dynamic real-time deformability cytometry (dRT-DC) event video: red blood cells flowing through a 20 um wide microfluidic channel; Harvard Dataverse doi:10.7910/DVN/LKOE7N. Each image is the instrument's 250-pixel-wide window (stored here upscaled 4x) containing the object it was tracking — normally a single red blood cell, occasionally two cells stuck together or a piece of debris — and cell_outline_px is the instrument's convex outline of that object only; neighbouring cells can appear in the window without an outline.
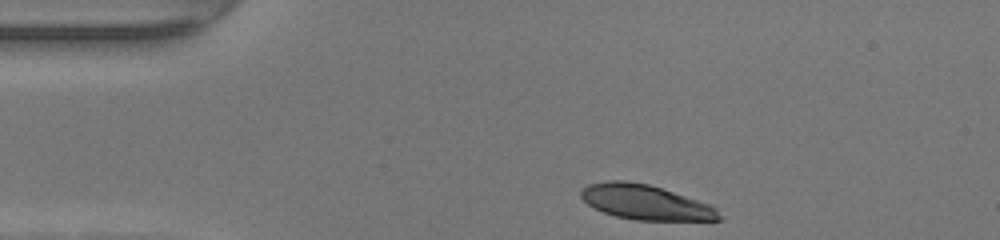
{"species": "human", "species_latin": "Homo sapiens", "temperature_condition": "warm", "stored_images_in_passage": 31, "camera_frame_rate_fps": 3000, "um_per_image_px": 0.085, "donor": {"sex": "female"}, "frame": {"image": 1, "passage_image": 1, "time_ms": 0.0, "image_size_px": [1000, 240], "cell_outline_px": [[724, 220], [636, 220], [616, 216], [604, 212], [588, 204], [580, 196], [580, 192], [588, 184], [608, 180], [628, 180], [648, 184], [712, 204], [716, 208]], "centroid_in_image_um": [54.9, 17.18], "position_along_channel_um": 30.1, "area_um2": 28.03}}
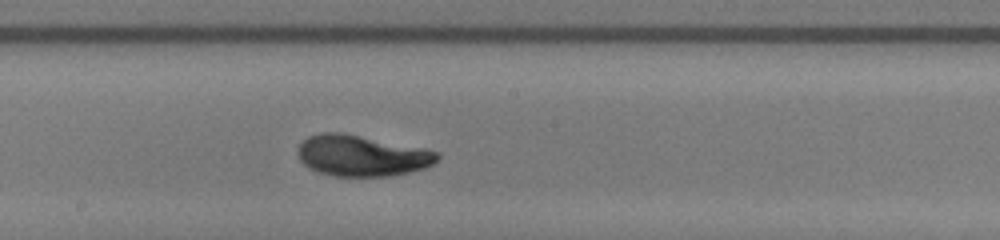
{"frame": {"image": 2, "passage_image": 18, "time_ms": 5.667, "image_size_px": [1000, 240], "cell_outline_px": [[440, 156], [432, 164], [424, 168], [408, 172], [388, 176], [332, 176], [308, 168], [300, 160], [296, 152], [296, 148], [308, 136], [320, 132], [340, 132], [424, 148], [440, 152]], "centroid_in_image_um": [30.71, 13.22], "position_along_channel_um": 217.5, "area_um2": 33.35}}
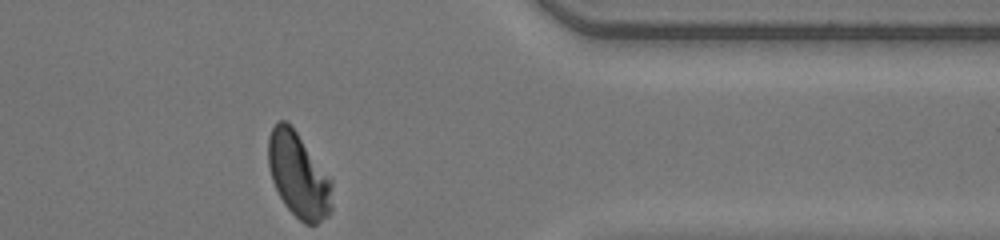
{"frame": {"image": 3, "passage_image": 31, "time_ms": 10.0, "image_size_px": [1000, 240], "cell_outline_px": [[332, 212], [328, 216], [316, 224], [304, 224], [284, 204], [272, 180], [268, 164], [268, 136], [276, 120], [284, 120], [296, 132], [332, 180]], "centroid_in_image_um": [25.38, 14.91], "position_along_channel_um": 386.0, "area_um2": 31.39}, "authors_computed_cell_mechanics": {"area_um2": 32.5992, "velocity_mm_per_s": 4.3007, "shape_relaxation_time_tau1_ms": 3.1664, "shape_relaxation_time_tau2_ms": 0.8873, "deformation_change_tau1": 0.1766, "deformation_change_tau2": 0.0385}}